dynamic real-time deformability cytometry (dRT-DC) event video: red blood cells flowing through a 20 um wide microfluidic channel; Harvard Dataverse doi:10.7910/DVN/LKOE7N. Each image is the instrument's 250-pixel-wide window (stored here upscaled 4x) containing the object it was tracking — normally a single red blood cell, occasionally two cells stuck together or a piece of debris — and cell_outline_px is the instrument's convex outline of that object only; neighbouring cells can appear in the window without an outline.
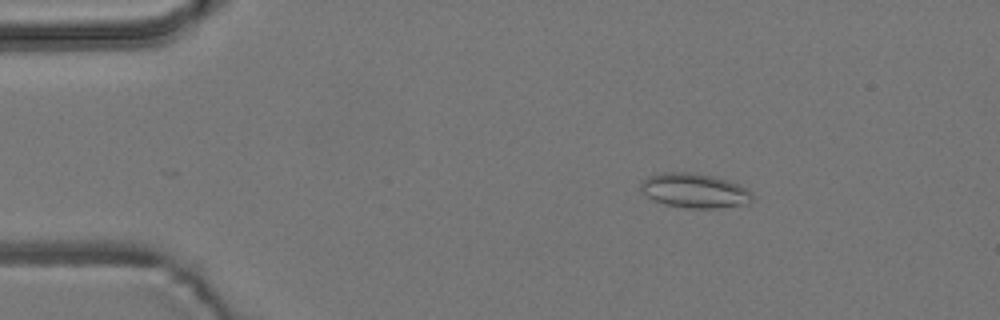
{"species": "common noctule bat (a hibernating species)", "species_latin": "Nyctalus noctula", "temperature_condition": "room temperature", "stored_images_in_passage": 43, "camera_frame_rate_fps": 3000, "um_per_image_px": 0.085, "animal": {"sex": "male", "body_mass_g": 19.2, "forearm_length_mm": 51.8}, "frame": {"image": 1, "passage_image": 9, "time_ms": 2.667, "image_size_px": [1000, 320], "cell_outline_px": [[752, 200], [748, 204], [720, 208], [684, 208], [664, 204], [648, 196], [640, 188], [640, 180], [648, 176], [664, 172], [688, 172], [716, 176], [728, 180], [748, 188], [752, 192]], "centroid_in_image_um": [59.06, 16.2], "position_along_channel_um": 25.9, "area_um2": 22.66}}
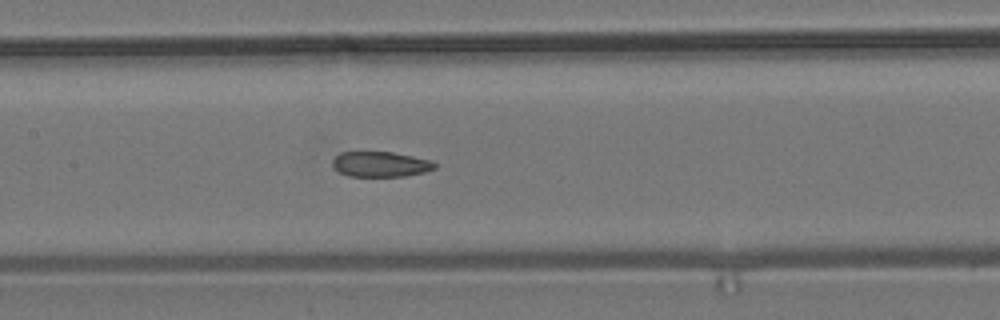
{"frame": {"image": 2, "passage_image": 26, "time_ms": 8.333, "image_size_px": [1000, 320], "cell_outline_px": [[436, 168], [424, 172], [404, 176], [348, 176], [340, 172], [332, 164], [332, 160], [340, 152], [392, 152], [432, 160], [436, 164]], "centroid_in_image_um": [32.36, 13.95], "position_along_channel_um": 175.0, "area_um2": 14.97}}
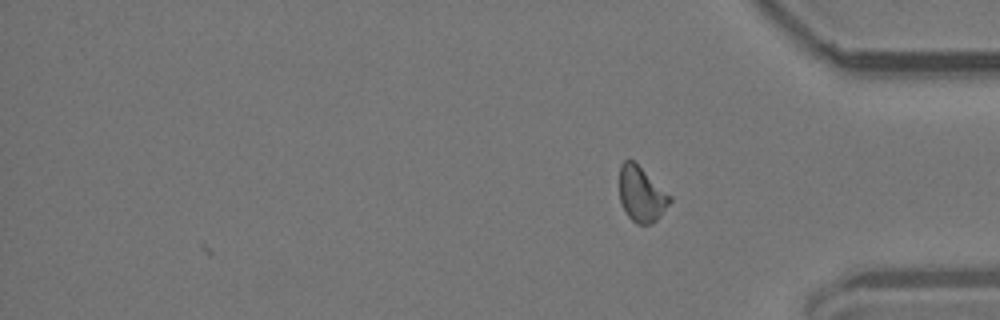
{"frame": {"image": 3, "passage_image": 43, "time_ms": 14.0, "image_size_px": [1000, 320], "cell_outline_px": [[672, 200], [660, 216], [652, 224], [636, 224], [628, 216], [620, 200], [620, 164], [624, 160], [632, 160], [672, 196]], "centroid_in_image_um": [54.53, 16.52], "position_along_channel_um": 380.7, "area_um2": 16.01}, "authors_computed_cell_mechanics": {"area_um2": 16.762, "velocity_mm_per_s": 3.8057, "shape_relaxation_time_tau1_ms": null, "shape_relaxation_time_tau2_ms": 2.7711, "deformation_change_tau1": null, "deformation_change_tau2": 0.0719}}